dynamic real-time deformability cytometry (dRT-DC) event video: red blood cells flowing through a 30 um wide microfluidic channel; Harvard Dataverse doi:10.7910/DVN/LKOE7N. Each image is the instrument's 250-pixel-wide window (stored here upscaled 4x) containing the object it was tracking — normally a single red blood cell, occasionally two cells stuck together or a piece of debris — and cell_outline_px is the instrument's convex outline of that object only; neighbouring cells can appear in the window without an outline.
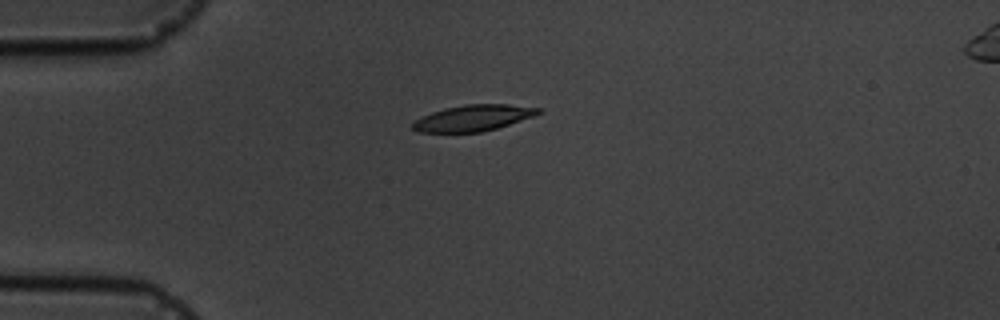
{"species": "common noctule bat (a hibernating species)", "species_latin": "Nyctalus noctula", "temperature_condition": "cold", "stored_images_in_passage": 6, "camera_frame_rate_fps": 3000, "um_per_image_px": 0.085, "animal": {"sex": "male", "body_mass_g": 19.5, "forearm_length_mm": 54.6}, "frame": {"image": 1, "passage_image": 4, "time_ms": 4.333, "image_size_px": [1000, 320], "cell_outline_px": [[544, 112], [496, 128], [480, 132], [420, 132], [412, 128], [412, 124], [416, 120], [432, 112], [444, 108], [464, 104], [508, 104], [540, 108]], "centroid_in_image_um": [40.23, 10.01], "position_along_channel_um": 44.8, "area_um2": 18.84}}
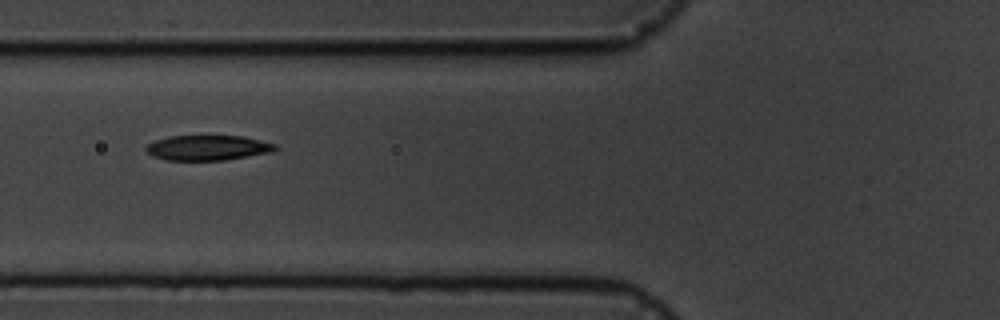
{"frame": {"image": 2, "passage_image": 6, "time_ms": 6.667, "image_size_px": [1000, 320], "cell_outline_px": [[280, 148], [272, 152], [224, 160], [168, 160], [152, 156], [144, 148], [148, 144], [156, 140], [168, 136], [244, 136], [276, 144]], "centroid_in_image_um": [17.68, 12.56], "position_along_channel_um": 108.1, "area_um2": 18.9}}